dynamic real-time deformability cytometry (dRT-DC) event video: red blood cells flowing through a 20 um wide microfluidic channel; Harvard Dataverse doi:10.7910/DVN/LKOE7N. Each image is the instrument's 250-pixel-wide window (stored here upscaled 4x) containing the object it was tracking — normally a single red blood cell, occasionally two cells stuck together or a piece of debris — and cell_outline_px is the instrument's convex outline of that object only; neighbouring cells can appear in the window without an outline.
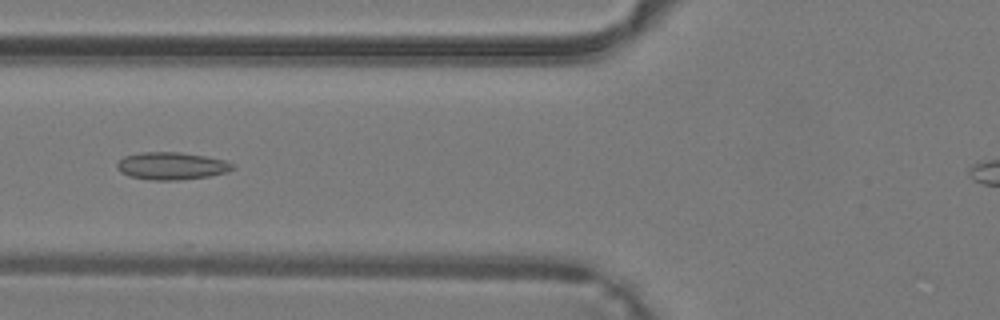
{"species": "common noctule bat (a hibernating species)", "species_latin": "Nyctalus noctula", "temperature_condition": "warm", "stored_images_in_passage": 32, "camera_frame_rate_fps": 3000, "um_per_image_px": 0.085, "animal": {"sex": "male", "body_mass_g": 19.2, "forearm_length_mm": 51.8}, "frame": {"image": 1, "passage_image": 10, "time_ms": 3.0, "image_size_px": [1000, 320], "cell_outline_px": [[236, 168], [228, 172], [208, 176], [180, 180], [152, 180], [128, 176], [120, 172], [116, 164], [124, 156], [140, 152], [180, 152], [204, 156], [224, 160], [232, 164]], "centroid_in_image_um": [14.57, 14.1], "position_along_channel_um": 111.2, "area_um2": 18.5}}
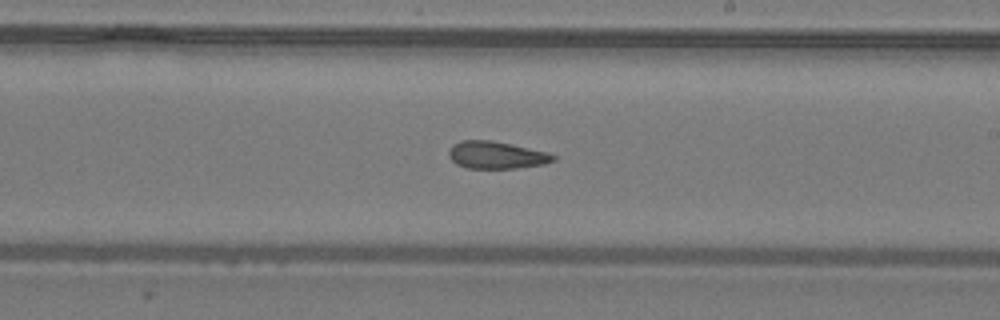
{"frame": {"image": 2, "passage_image": 18, "time_ms": 5.667, "image_size_px": [1000, 320], "cell_outline_px": [[556, 160], [544, 164], [516, 168], [468, 168], [456, 164], [448, 156], [448, 148], [452, 144], [460, 140], [492, 140], [512, 144], [548, 152], [556, 156]], "centroid_in_image_um": [42.17, 13.17], "position_along_channel_um": 246.8, "area_um2": 16.82}}
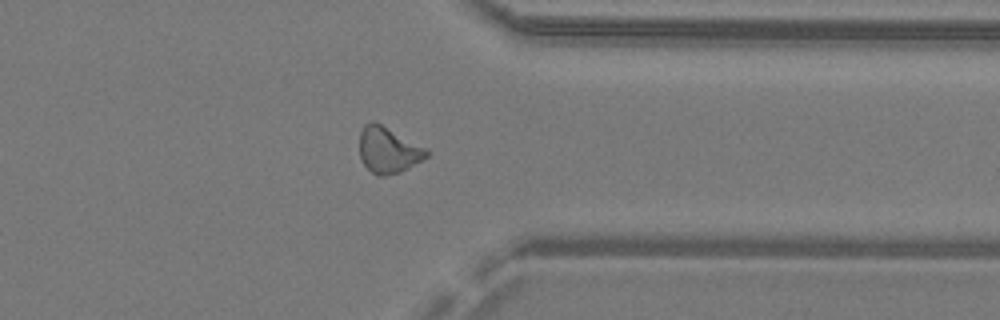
{"frame": {"image": 3, "passage_image": 26, "time_ms": 8.333, "image_size_px": [1000, 320], "cell_outline_px": [[428, 156], [408, 168], [400, 172], [384, 176], [376, 176], [360, 160], [360, 132], [364, 124], [372, 120], [428, 148]], "centroid_in_image_um": [32.99, 12.75], "position_along_channel_um": 378.4, "area_um2": 17.98}}